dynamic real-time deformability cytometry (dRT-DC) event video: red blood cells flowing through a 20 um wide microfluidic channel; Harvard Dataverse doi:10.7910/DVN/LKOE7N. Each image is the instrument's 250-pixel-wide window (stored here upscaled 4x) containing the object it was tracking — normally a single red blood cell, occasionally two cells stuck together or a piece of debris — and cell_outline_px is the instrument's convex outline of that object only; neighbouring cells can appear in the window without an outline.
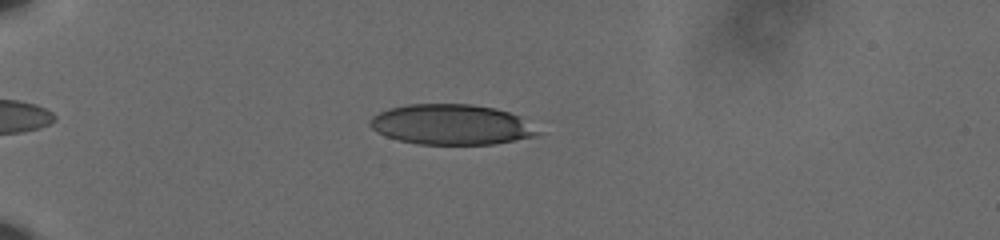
{"species": "human", "species_latin": "Homo sapiens", "temperature_condition": "cold", "stored_images_in_passage": 51, "camera_frame_rate_fps": 3000, "um_per_image_px": 0.085, "donor": {"sex": "male"}, "frame": {"image": 1, "passage_image": 10, "time_ms": 3.0, "image_size_px": [1000, 240], "cell_outline_px": [[540, 132], [536, 136], [516, 140], [492, 144], [420, 144], [400, 140], [384, 136], [376, 132], [368, 124], [372, 116], [380, 112], [392, 108], [408, 104], [472, 104], [496, 108], [520, 116]], "centroid_in_image_um": [38.35, 10.58], "position_along_channel_um": 46.6, "area_um2": 39.3}}
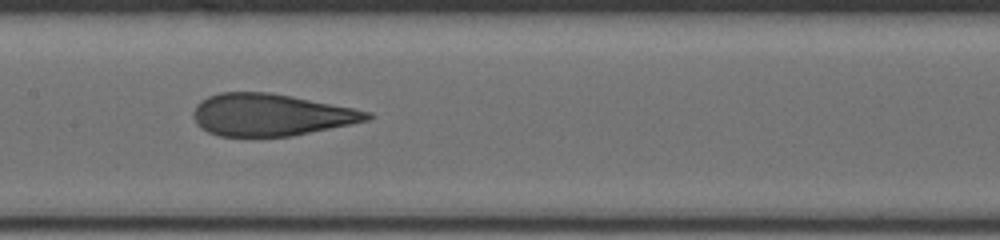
{"frame": {"image": 2, "passage_image": 25, "time_ms": 8.0, "image_size_px": [1000, 240], "cell_outline_px": [[372, 116], [368, 120], [292, 136], [220, 136], [208, 132], [200, 128], [196, 124], [192, 116], [192, 112], [196, 104], [200, 100], [208, 96], [220, 92], [268, 92], [292, 96], [372, 112]], "centroid_in_image_um": [22.94, 9.75], "position_along_channel_um": 184.5, "area_um2": 42.48}}
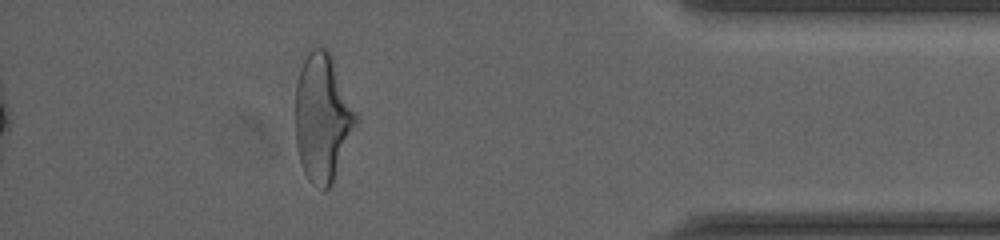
{"frame": {"image": 3, "passage_image": 46, "time_ms": 15.0, "image_size_px": [1000, 240], "cell_outline_px": [[356, 124], [332, 184], [324, 192], [312, 184], [308, 180], [300, 164], [296, 148], [296, 84], [300, 68], [308, 52], [312, 48], [324, 48], [332, 56], [356, 112]], "centroid_in_image_um": [27.39, 10.04], "position_along_channel_um": 407.8, "area_um2": 44.74}, "authors_computed_cell_mechanics": {"area_um2": 42.7142, "velocity_mm_per_s": 3.6383, "shape_relaxation_time_tau1_ms": 7.9847, "shape_relaxation_time_tau2_ms": 1.0913, "deformation_change_tau1": 0.2306, "deformation_change_tau2": 0.1028}}